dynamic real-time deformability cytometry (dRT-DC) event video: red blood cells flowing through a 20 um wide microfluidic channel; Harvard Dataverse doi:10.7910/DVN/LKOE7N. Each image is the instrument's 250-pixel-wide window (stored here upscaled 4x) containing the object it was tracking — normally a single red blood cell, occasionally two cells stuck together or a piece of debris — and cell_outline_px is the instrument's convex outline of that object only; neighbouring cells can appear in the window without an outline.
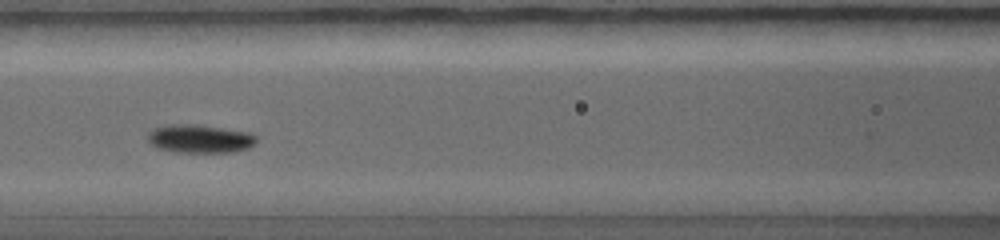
{"species": "common noctule bat (a hibernating species)", "species_latin": "Nyctalus noctula", "temperature_condition": "warm", "stored_images_in_passage": 19, "camera_frame_rate_fps": 5000, "um_per_image_px": 0.085, "animal": {"sex": "female", "body_mass_g": 19.0, "forearm_length_mm": 56.7}, "frame": {"image": 1, "passage_image": 12, "time_ms": 3.4, "image_size_px": [1000, 240], "cell_outline_px": [[256, 144], [248, 148], [236, 152], [176, 152], [156, 148], [148, 140], [148, 132], [152, 128], [168, 124], [196, 124], [248, 132], [256, 136]], "centroid_in_image_um": [16.97, 11.79], "position_along_channel_um": 149.6, "area_um2": 18.09}}
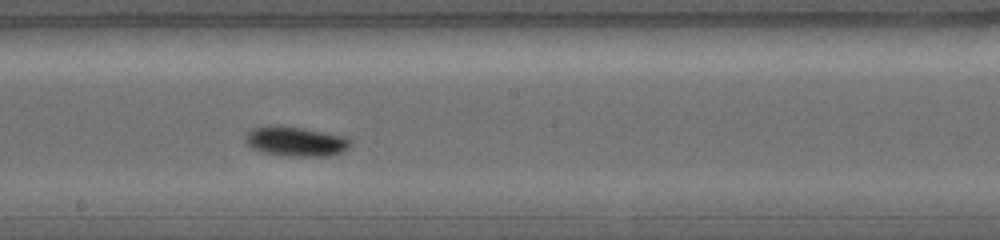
{"frame": {"image": 2, "passage_image": 16, "time_ms": 4.6, "image_size_px": [1000, 240], "cell_outline_px": [[352, 144], [348, 148], [340, 152], [328, 156], [288, 156], [260, 152], [252, 148], [244, 140], [244, 136], [252, 128], [268, 124], [280, 124], [304, 128], [348, 136], [352, 140]], "centroid_in_image_um": [25.13, 11.99], "position_along_channel_um": 223.1, "area_um2": 18.73}}
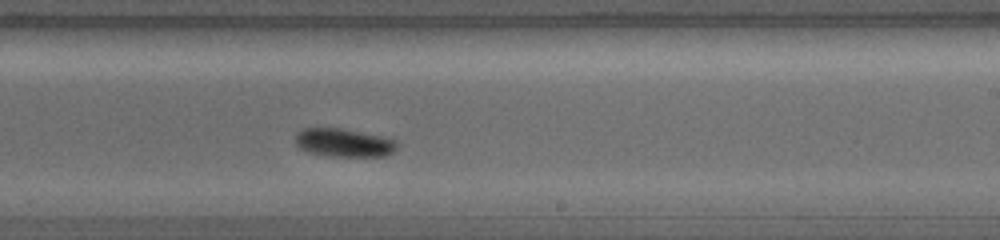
{"frame": {"image": 3, "passage_image": 18, "time_ms": 5.2, "image_size_px": [1000, 240], "cell_outline_px": [[396, 148], [388, 156], [332, 156], [308, 152], [300, 148], [296, 144], [296, 132], [304, 128], [340, 128], [384, 136], [396, 140]], "centroid_in_image_um": [29.23, 12.12], "position_along_channel_um": 259.8, "area_um2": 16.76}}